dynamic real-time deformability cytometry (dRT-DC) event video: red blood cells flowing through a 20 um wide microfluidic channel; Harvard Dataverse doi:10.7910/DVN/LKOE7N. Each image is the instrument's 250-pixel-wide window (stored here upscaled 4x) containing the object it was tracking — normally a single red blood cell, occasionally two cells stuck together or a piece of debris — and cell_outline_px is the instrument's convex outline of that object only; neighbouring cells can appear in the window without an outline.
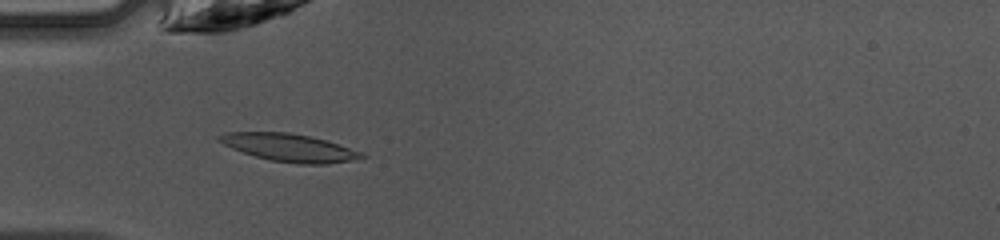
{"species": "common noctule bat (a hibernating species)", "species_latin": "Nyctalus noctula", "temperature_condition": "warm", "stored_images_in_passage": 19, "camera_frame_rate_fps": 3000, "um_per_image_px": 0.085, "animal": {"sex": "female", "body_mass_g": 10.0, "forearm_length_mm": 53.1}, "frame": {"image": 1, "passage_image": 3, "time_ms": 0.667, "image_size_px": [1000, 240], "cell_outline_px": [[368, 156], [352, 160], [328, 164], [296, 164], [272, 160], [256, 156], [232, 148], [216, 140], [216, 136], [224, 132], [288, 132], [308, 136], [324, 140], [364, 152]], "centroid_in_image_um": [24.59, 12.55], "position_along_channel_um": 60.4, "area_um2": 22.89}}
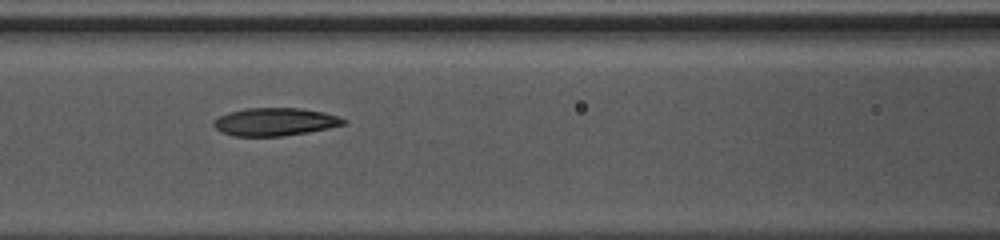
{"frame": {"image": 2, "passage_image": 9, "time_ms": 2.667, "image_size_px": [1000, 240], "cell_outline_px": [[348, 124], [308, 132], [284, 136], [232, 136], [220, 132], [212, 124], [212, 120], [220, 116], [232, 112], [248, 108], [300, 108], [324, 112], [340, 116], [348, 120]], "centroid_in_image_um": [23.41, 10.36], "position_along_channel_um": 143.2, "area_um2": 21.27}}
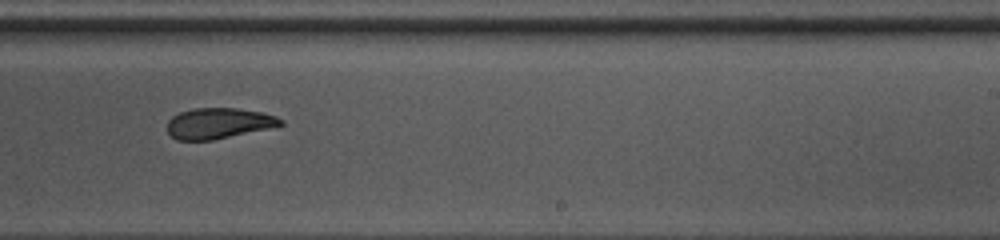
{"frame": {"image": 3, "passage_image": 18, "time_ms": 5.667, "image_size_px": [1000, 240], "cell_outline_px": [[284, 124], [212, 140], [176, 140], [168, 132], [168, 120], [172, 116], [180, 112], [192, 108], [236, 108], [260, 112], [276, 116], [284, 120]], "centroid_in_image_um": [18.54, 10.47], "position_along_channel_um": 270.5, "area_um2": 20.0}}